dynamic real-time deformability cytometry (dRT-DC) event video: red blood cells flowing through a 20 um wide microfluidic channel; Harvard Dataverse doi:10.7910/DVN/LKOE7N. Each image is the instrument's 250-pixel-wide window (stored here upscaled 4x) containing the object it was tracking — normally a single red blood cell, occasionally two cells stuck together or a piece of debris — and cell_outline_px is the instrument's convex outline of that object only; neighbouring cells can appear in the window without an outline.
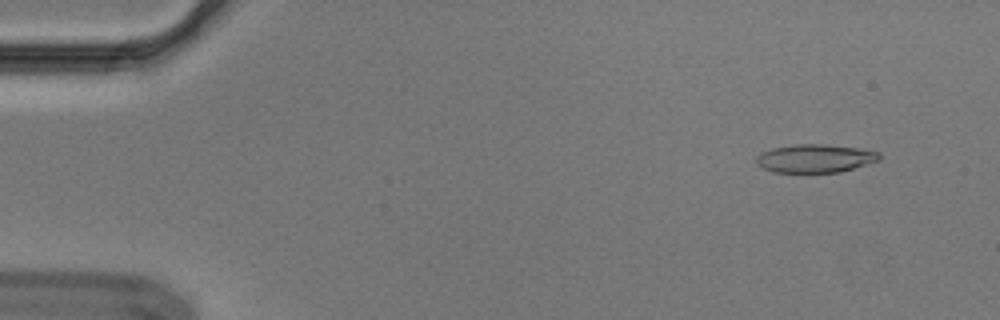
{"species": "Egyptian fruit bat (a non-hibernating species)", "species_latin": "Rousettus aegyptiacus", "temperature_condition": "cold", "stored_images_in_passage": 54, "camera_frame_rate_fps": 3000, "um_per_image_px": 0.085, "animal": {"sex": "male"}, "frame": {"image": 1, "passage_image": 5, "time_ms": 1.333, "image_size_px": [1000, 320], "cell_outline_px": [[880, 160], [840, 172], [772, 172], [756, 164], [756, 156], [772, 148], [796, 144], [824, 144], [856, 148], [880, 152]], "centroid_in_image_um": [69.28, 13.46], "position_along_channel_um": 15.7, "area_um2": 20.11}}
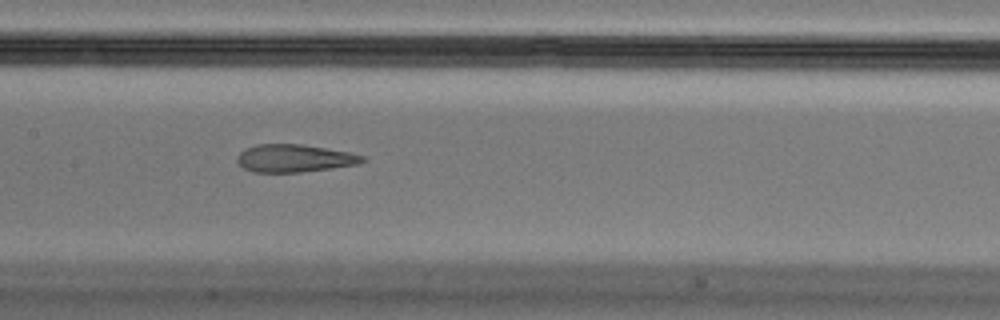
{"frame": {"image": 2, "passage_image": 27, "time_ms": 8.667, "image_size_px": [1000, 320], "cell_outline_px": [[368, 160], [356, 164], [300, 172], [252, 172], [244, 168], [236, 160], [236, 156], [244, 148], [256, 144], [300, 144], [352, 152], [364, 156]], "centroid_in_image_um": [25.0, 13.44], "position_along_channel_um": 182.4, "area_um2": 20.23}}
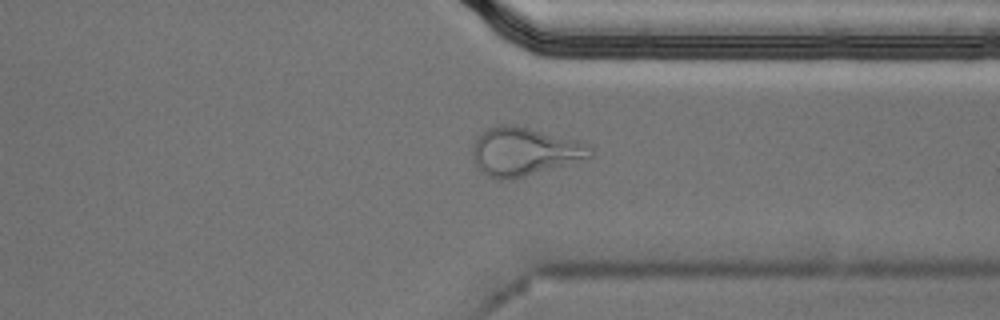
{"frame": {"image": 3, "passage_image": 42, "time_ms": 13.667, "image_size_px": [1000, 320], "cell_outline_px": [[592, 156], [524, 176], [500, 180], [484, 176], [480, 172], [472, 156], [472, 148], [476, 136], [488, 128], [500, 124], [504, 124], [528, 128], [576, 140], [588, 144], [592, 148]], "centroid_in_image_um": [44.48, 12.88], "position_along_channel_um": 366.9, "area_um2": 32.6}, "authors_computed_cell_mechanics": {"area_um2": 21.5016, "velocity_mm_per_s": 3.6989, "shape_relaxation_time_tau1_ms": null, "shape_relaxation_time_tau2_ms": 1.2308, "deformation_change_tau1": null, "deformation_change_tau2": 0.1021}}